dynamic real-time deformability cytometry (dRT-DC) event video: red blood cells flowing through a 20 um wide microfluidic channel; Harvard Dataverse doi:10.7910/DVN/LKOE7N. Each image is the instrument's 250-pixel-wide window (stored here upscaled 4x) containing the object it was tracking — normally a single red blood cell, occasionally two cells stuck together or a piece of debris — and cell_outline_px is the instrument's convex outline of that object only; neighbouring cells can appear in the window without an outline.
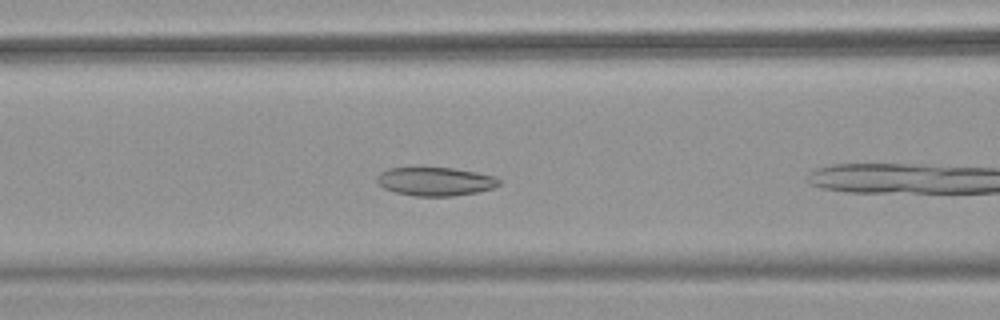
{"species": "common noctule bat (a hibernating species)", "species_latin": "Nyctalus noctula", "temperature_condition": "warm", "stored_images_in_passage": 10, "camera_frame_rate_fps": 3000, "um_per_image_px": 0.085, "animal": {"sex": "female", "body_mass_g": 18.4}, "frame": {"image": 1, "passage_image": 6, "time_ms": 1.667, "image_size_px": [1000, 320], "cell_outline_px": [[500, 184], [492, 188], [476, 192], [452, 196], [416, 196], [396, 192], [384, 188], [376, 180], [376, 176], [380, 172], [388, 168], [420, 164], [452, 168], [476, 172], [496, 176], [500, 180]], "centroid_in_image_um": [36.95, 15.36], "position_along_channel_um": 129.7, "area_um2": 21.1}}
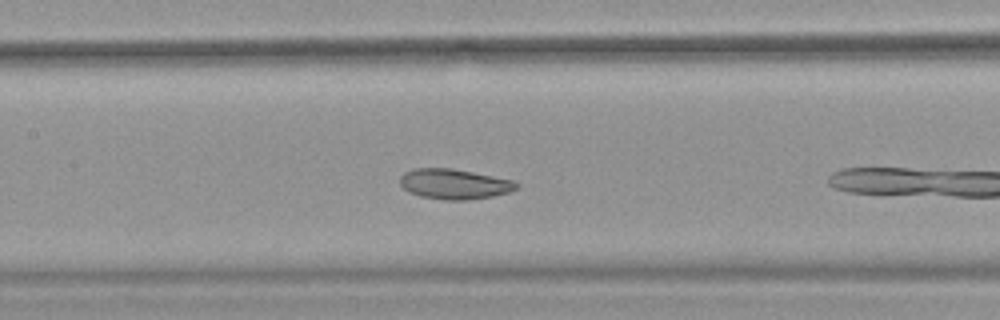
{"frame": {"image": 2, "passage_image": 9, "time_ms": 2.667, "image_size_px": [1000, 320], "cell_outline_px": [[520, 188], [508, 192], [492, 196], [464, 200], [448, 200], [420, 196], [408, 192], [400, 184], [400, 176], [404, 172], [416, 168], [452, 168], [512, 180], [520, 184]], "centroid_in_image_um": [38.61, 15.64], "position_along_channel_um": 168.8, "area_um2": 20.4}}